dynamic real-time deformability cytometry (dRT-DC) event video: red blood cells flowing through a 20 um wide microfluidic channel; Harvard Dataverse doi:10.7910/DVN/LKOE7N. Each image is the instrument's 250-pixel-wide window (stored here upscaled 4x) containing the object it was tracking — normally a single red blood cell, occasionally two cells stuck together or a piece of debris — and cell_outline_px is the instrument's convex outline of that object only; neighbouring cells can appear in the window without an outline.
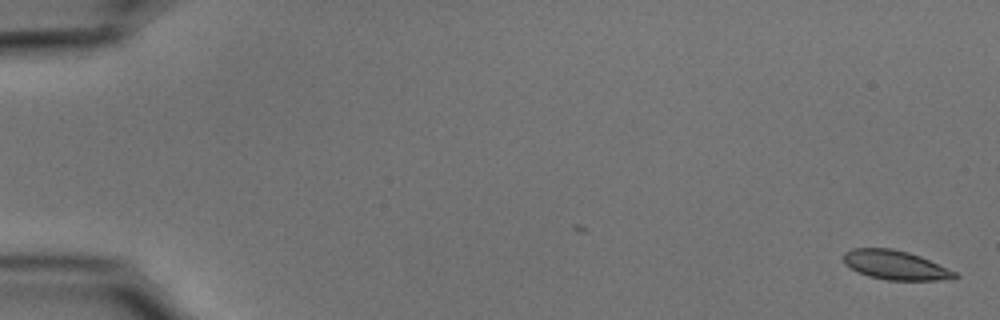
{"species": "common noctule bat (a hibernating species)", "species_latin": "Nyctalus noctula", "temperature_condition": "cold", "stored_images_in_passage": 55, "camera_frame_rate_fps": 3000, "um_per_image_px": 0.085, "animal": {"sex": "male", "body_mass_g": 15.6}, "frame": {"image": 1, "passage_image": 1, "time_ms": 0.0, "image_size_px": [1000, 320], "cell_outline_px": [[960, 276], [952, 280], [888, 280], [868, 276], [856, 272], [844, 264], [844, 252], [852, 248], [892, 248], [908, 252], [920, 256], [956, 272]], "centroid_in_image_um": [76.1, 22.54], "position_along_channel_um": 8.9, "area_um2": 19.07}}
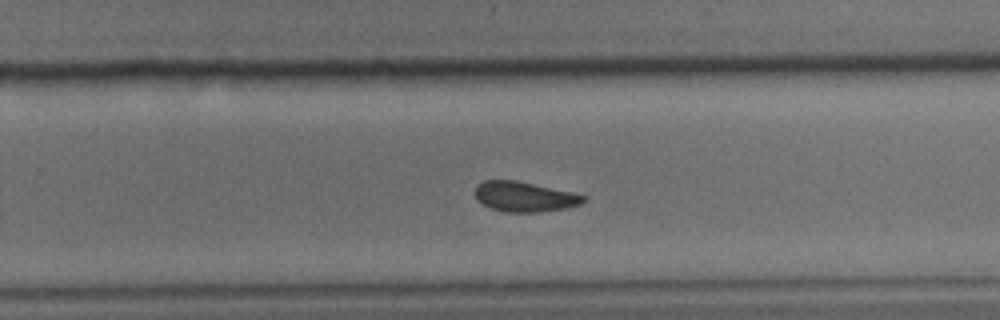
{"frame": {"image": 2, "passage_image": 36, "time_ms": 11.667, "image_size_px": [1000, 320], "cell_outline_px": [[588, 200], [580, 204], [564, 208], [540, 212], [508, 212], [492, 208], [476, 200], [476, 184], [484, 180], [516, 180], [572, 192], [588, 196]], "centroid_in_image_um": [44.6, 16.71], "position_along_channel_um": 285.2, "area_um2": 18.96}}
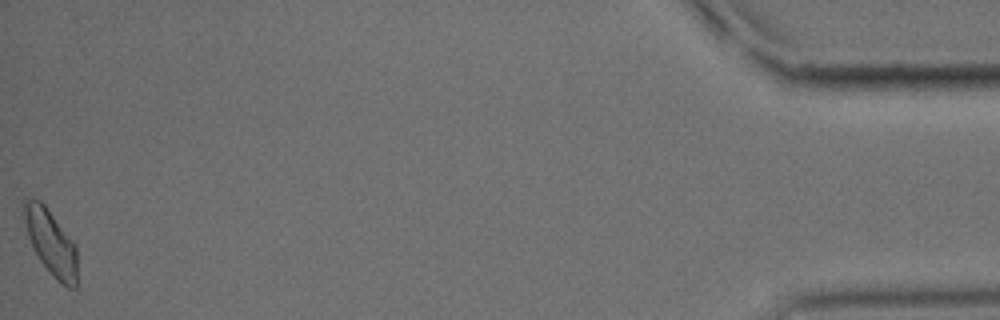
{"frame": {"image": 3, "passage_image": 55, "time_ms": 18.0, "image_size_px": [1000, 320], "cell_outline_px": [[76, 288], [68, 288], [56, 280], [52, 276], [40, 260], [28, 236], [24, 220], [24, 200], [40, 200], [44, 204], [76, 244]], "centroid_in_image_um": [4.35, 20.64], "position_along_channel_um": 430.9, "area_um2": 19.88}, "authors_computed_cell_mechanics": {"area_um2": 19.5942, "velocity_mm_per_s": 3.6845, "shape_relaxation_time_tau1_ms": 4.3403, "shape_relaxation_time_tau2_ms": 2.4153, "deformation_change_tau1": 0.1094, "deformation_change_tau2": 0.0645}}